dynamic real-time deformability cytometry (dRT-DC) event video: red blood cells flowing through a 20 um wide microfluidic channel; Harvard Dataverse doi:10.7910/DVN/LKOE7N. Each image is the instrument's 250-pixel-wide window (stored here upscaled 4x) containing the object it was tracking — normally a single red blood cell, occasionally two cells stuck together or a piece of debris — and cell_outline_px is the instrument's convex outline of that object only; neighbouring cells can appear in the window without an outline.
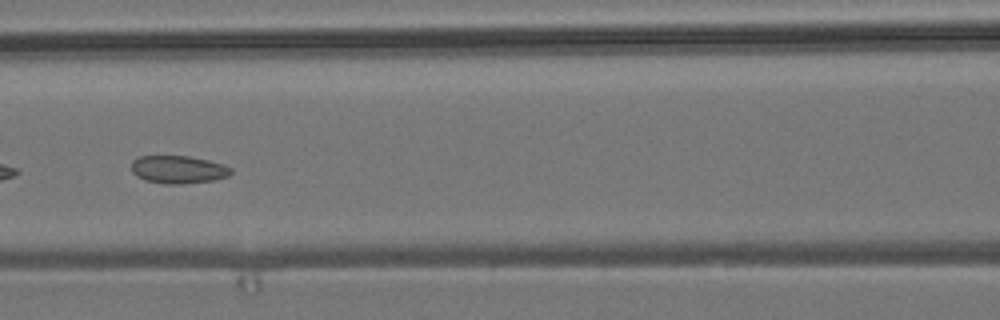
{"species": "common noctule bat (a hibernating species)", "species_latin": "Nyctalus noctula", "temperature_condition": "room temperature", "stored_images_in_passage": 10, "camera_frame_rate_fps": 3000, "um_per_image_px": 0.085, "animal": {"sex": "male", "body_mass_g": 19.2, "forearm_length_mm": 51.8}, "frame": {"image": 1, "passage_image": 7, "time_ms": 8.0, "image_size_px": [1000, 320], "cell_outline_px": [[232, 172], [228, 176], [216, 180], [180, 184], [164, 184], [144, 180], [136, 176], [132, 172], [132, 160], [136, 156], [188, 156], [208, 160], [224, 164], [232, 168]], "centroid_in_image_um": [15.15, 14.41], "position_along_channel_um": 151.5, "area_um2": 16.36}}
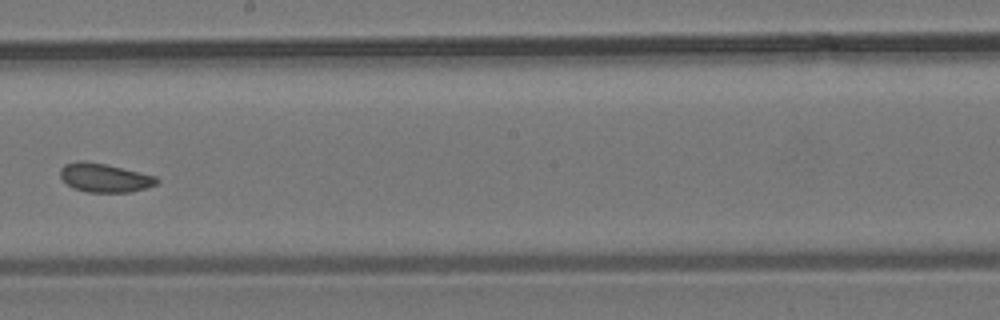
{"frame": {"image": 2, "passage_image": 9, "time_ms": 10.333, "image_size_px": [1000, 320], "cell_outline_px": [[160, 180], [156, 184], [132, 192], [88, 192], [72, 188], [60, 176], [60, 168], [64, 164], [76, 160], [84, 160], [108, 164], [156, 176]], "centroid_in_image_um": [8.87, 15.09], "position_along_channel_um": 239.3, "area_um2": 16.36}}
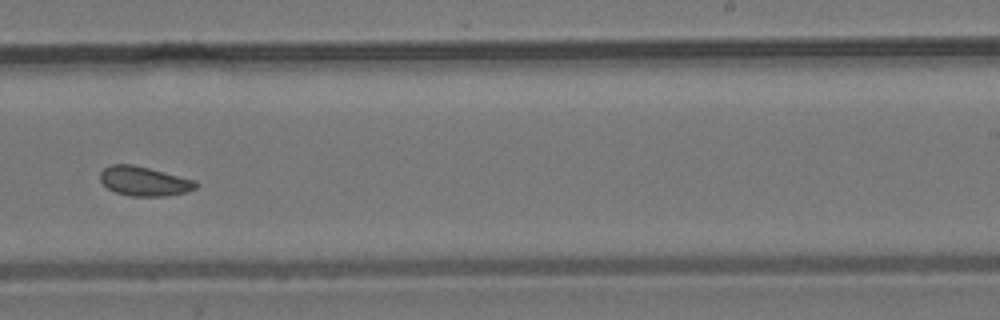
{"frame": {"image": 3, "passage_image": 10, "time_ms": 11.333, "image_size_px": [1000, 320], "cell_outline_px": [[200, 184], [196, 188], [184, 192], [168, 196], [132, 196], [116, 192], [108, 188], [100, 180], [100, 172], [104, 168], [112, 164], [132, 164], [196, 180]], "centroid_in_image_um": [12.27, 15.4], "position_along_channel_um": 276.7, "area_um2": 16.3}}